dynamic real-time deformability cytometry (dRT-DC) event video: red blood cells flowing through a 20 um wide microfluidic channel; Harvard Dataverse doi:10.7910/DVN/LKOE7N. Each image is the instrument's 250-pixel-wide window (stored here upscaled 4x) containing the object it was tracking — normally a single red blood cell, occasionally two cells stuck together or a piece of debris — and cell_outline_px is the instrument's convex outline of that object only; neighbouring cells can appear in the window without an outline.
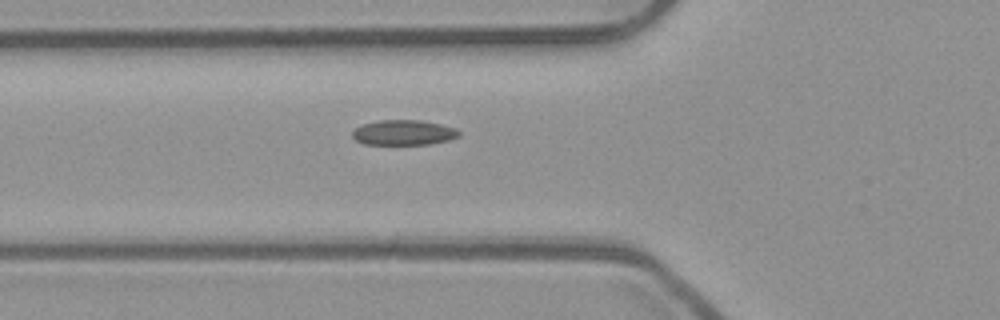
{"species": "common noctule bat (a hibernating species)", "species_latin": "Nyctalus noctula", "temperature_condition": "room temperature", "stored_images_in_passage": 33, "camera_frame_rate_fps": 3000, "um_per_image_px": 0.085, "animal": {"sex": "male", "body_mass_g": 23.1, "forearm_length_mm": 52.7}, "frame": {"image": 1, "passage_image": 4, "time_ms": 1.0, "image_size_px": [1000, 320], "cell_outline_px": [[460, 136], [448, 140], [432, 144], [364, 144], [356, 140], [352, 136], [352, 132], [356, 128], [364, 124], [380, 120], [420, 120], [440, 124], [456, 128], [460, 132]], "centroid_in_image_um": [34.33, 11.27], "position_along_channel_um": 91.5, "area_um2": 15.55}}
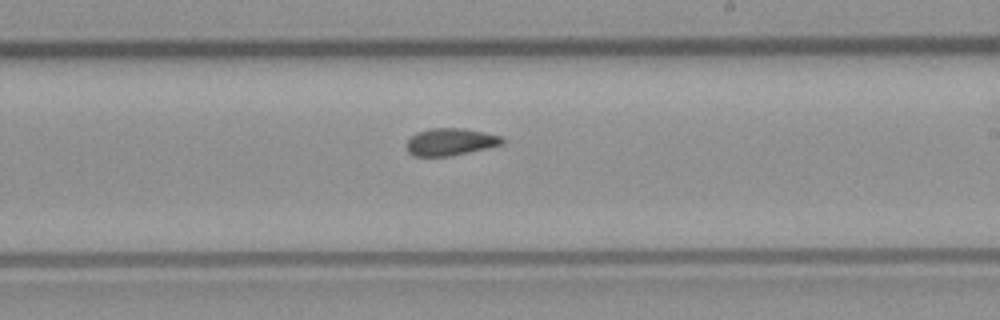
{"frame": {"image": 2, "passage_image": 16, "time_ms": 5.0, "image_size_px": [1000, 320], "cell_outline_px": [[504, 140], [500, 144], [484, 148], [448, 156], [412, 156], [408, 152], [408, 140], [416, 132], [428, 128], [464, 128], [484, 132], [500, 136]], "centroid_in_image_um": [38.23, 12.04], "position_along_channel_um": 250.8, "area_um2": 14.85}}
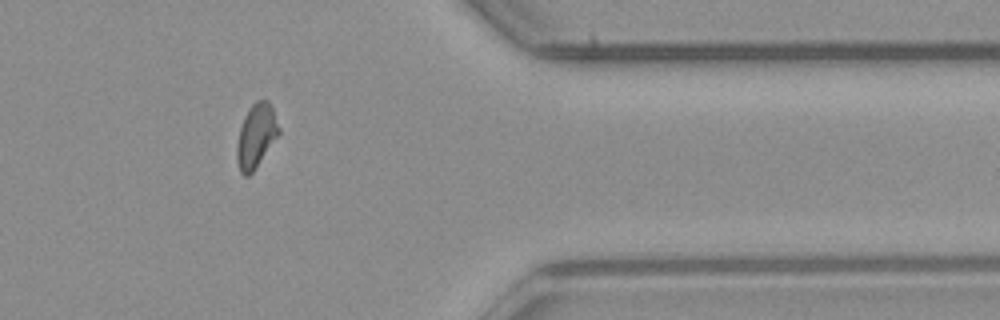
{"frame": {"image": 3, "passage_image": 28, "time_ms": 9.0, "image_size_px": [1000, 320], "cell_outline_px": [[280, 132], [252, 172], [248, 176], [244, 176], [240, 172], [236, 160], [236, 148], [240, 128], [244, 116], [248, 108], [256, 100], [268, 100], [272, 108], [280, 128]], "centroid_in_image_um": [21.75, 11.53], "position_along_channel_um": 389.7, "area_um2": 15.43}, "authors_computed_cell_mechanics": {"area_um2": 15.317, "velocity_mm_per_s": 3.9577, "shape_relaxation_time_tau1_ms": null, "shape_relaxation_time_tau2_ms": 2.8131, "deformation_change_tau1": null, "deformation_change_tau2": 0.0842}}